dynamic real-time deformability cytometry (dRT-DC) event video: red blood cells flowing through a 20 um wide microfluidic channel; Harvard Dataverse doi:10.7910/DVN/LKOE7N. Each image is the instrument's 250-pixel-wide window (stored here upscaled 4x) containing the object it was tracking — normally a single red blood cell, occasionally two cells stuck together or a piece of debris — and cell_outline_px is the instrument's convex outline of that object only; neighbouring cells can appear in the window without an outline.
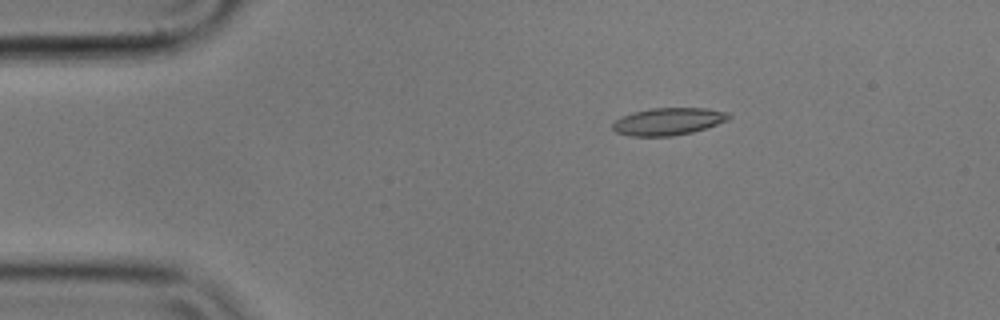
{"species": "common noctule bat (a hibernating species)", "species_latin": "Nyctalus noctula", "temperature_condition": "cold", "stored_images_in_passage": 3, "camera_frame_rate_fps": 3000, "um_per_image_px": 0.085, "animal": {"sex": "male", "body_mass_g": 17.9}, "frame": {"image": 1, "passage_image": 1, "time_ms": 0.0, "image_size_px": [1000, 320], "cell_outline_px": [[732, 116], [728, 120], [692, 132], [672, 136], [628, 136], [616, 132], [612, 128], [612, 124], [616, 120], [632, 112], [652, 108], [708, 108], [728, 112]], "centroid_in_image_um": [56.8, 10.32], "position_along_channel_um": 28.2, "area_um2": 18.44}}
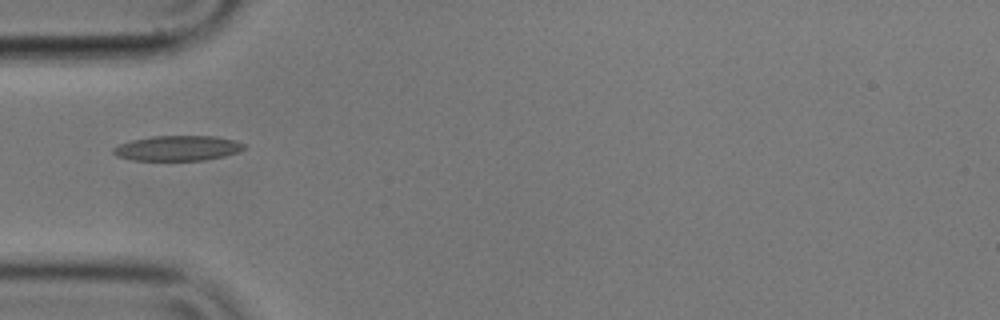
{"frame": {"image": 2, "passage_image": 3, "time_ms": 0.667, "image_size_px": [1000, 320], "cell_outline_px": [[244, 148], [236, 152], [224, 156], [204, 160], [132, 160], [116, 156], [112, 152], [112, 148], [120, 144], [132, 140], [152, 136], [216, 136], [236, 140], [244, 144]], "centroid_in_image_um": [15.08, 12.59], "position_along_channel_um": 69.9, "area_um2": 19.07}}